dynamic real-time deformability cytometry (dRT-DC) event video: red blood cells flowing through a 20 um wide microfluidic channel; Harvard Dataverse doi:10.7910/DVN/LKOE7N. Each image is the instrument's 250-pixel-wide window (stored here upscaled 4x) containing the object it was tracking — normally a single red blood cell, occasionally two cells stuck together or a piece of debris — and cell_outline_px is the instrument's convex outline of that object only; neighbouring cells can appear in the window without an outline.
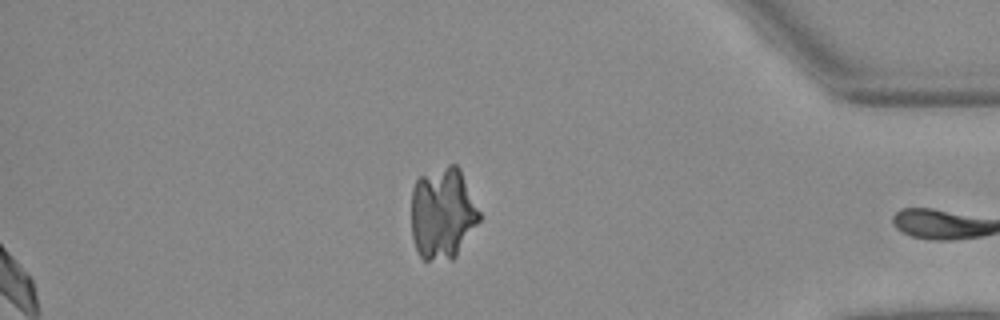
{"species": "Egyptian fruit bat (a non-hibernating species)", "species_latin": "Rousettus aegyptiacus", "temperature_condition": "warm", "stored_images_in_passage": 30, "camera_frame_rate_fps": 3000, "um_per_image_px": 0.085, "animal": {"sex": "female"}, "frame": {"image": 1, "passage_image": 29, "time_ms": 9.333, "image_size_px": [1000, 320], "cell_outline_px": [[480, 220], [456, 256], [452, 260], [424, 260], [420, 256], [416, 248], [412, 236], [412, 188], [416, 180], [420, 176], [448, 164], [456, 164], [460, 168], [480, 212]], "centroid_in_image_um": [37.62, 18.13], "position_along_channel_um": 397.6, "area_um2": 36.47}}